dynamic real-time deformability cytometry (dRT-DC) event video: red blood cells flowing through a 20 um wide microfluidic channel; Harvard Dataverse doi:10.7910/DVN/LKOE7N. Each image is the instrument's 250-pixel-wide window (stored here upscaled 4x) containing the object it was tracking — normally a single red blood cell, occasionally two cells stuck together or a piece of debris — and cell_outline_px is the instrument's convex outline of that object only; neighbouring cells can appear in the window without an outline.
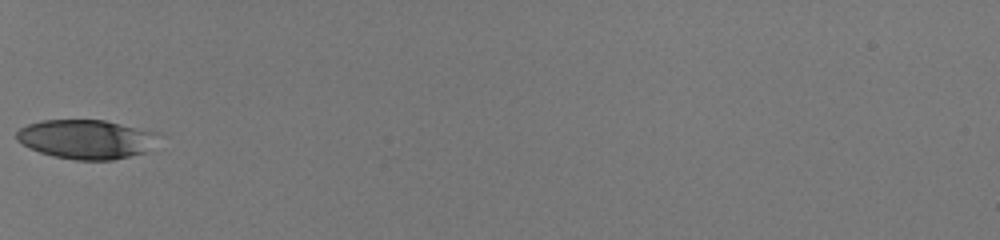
{"species": "human", "species_latin": "Homo sapiens", "temperature_condition": "room temperature", "stored_images_in_passage": 31, "camera_frame_rate_fps": 3000, "um_per_image_px": 0.085, "donor": {"sex": "male"}, "frame": {"image": 1, "passage_image": 1, "time_ms": 0.0, "image_size_px": [1000, 240], "cell_outline_px": [[160, 132], [144, 152], [112, 160], [76, 160], [52, 156], [40, 152], [16, 140], [16, 132], [20, 128], [28, 124], [40, 120], [104, 120]], "centroid_in_image_um": [7.28, 11.82], "position_along_channel_um": 77.7, "area_um2": 32.08}}
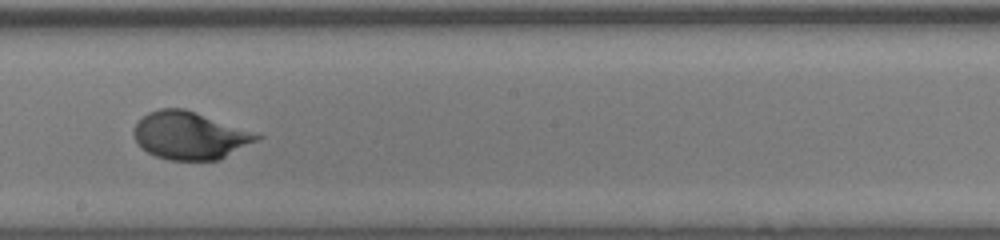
{"frame": {"image": 2, "passage_image": 13, "time_ms": 4.0, "image_size_px": [1000, 240], "cell_outline_px": [[264, 136], [220, 160], [168, 160], [156, 156], [148, 152], [136, 140], [132, 132], [136, 124], [148, 112], [160, 108], [184, 108], [260, 132]], "centroid_in_image_um": [16.2, 11.5], "position_along_channel_um": 232.0, "area_um2": 34.39}}
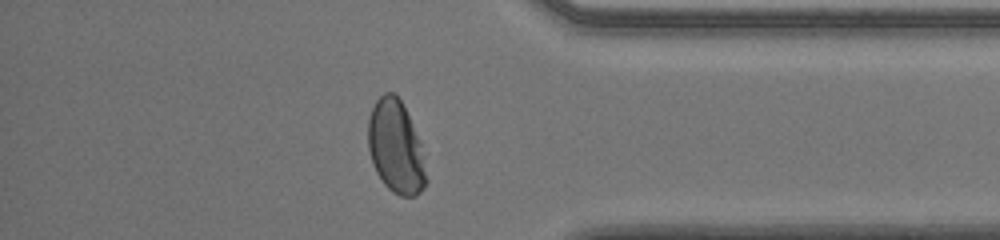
{"frame": {"image": 3, "passage_image": 26, "time_ms": 8.333, "image_size_px": [1000, 240], "cell_outline_px": [[428, 180], [424, 188], [416, 196], [400, 196], [392, 192], [384, 184], [376, 172], [372, 164], [368, 148], [368, 120], [372, 108], [376, 100], [384, 92], [392, 92], [400, 100], [420, 140]], "centroid_in_image_um": [33.64, 12.53], "position_along_channel_um": 401.6, "area_um2": 31.5}, "authors_computed_cell_mechanics": {"area_um2": 33.1772, "velocity_mm_per_s": 4.0342, "shape_relaxation_time_tau1_ms": 4.9684, "shape_relaxation_time_tau2_ms": null, "deformation_change_tau1": 0.2238, "deformation_change_tau2": null}}